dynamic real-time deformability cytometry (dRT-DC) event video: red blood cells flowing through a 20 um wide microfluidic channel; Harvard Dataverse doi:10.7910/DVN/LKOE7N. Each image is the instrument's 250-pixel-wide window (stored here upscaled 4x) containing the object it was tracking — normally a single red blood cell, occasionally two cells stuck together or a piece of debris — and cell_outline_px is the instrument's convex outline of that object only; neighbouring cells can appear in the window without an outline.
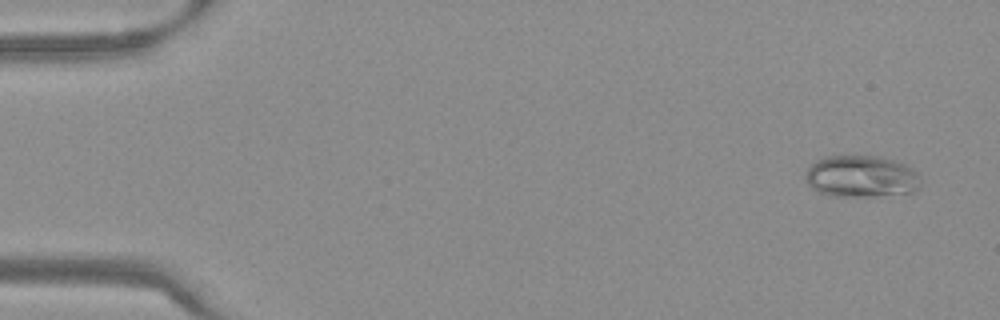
{"species": "Egyptian fruit bat (a non-hibernating species)", "species_latin": "Rousettus aegyptiacus", "temperature_condition": "warm", "stored_images_in_passage": 54, "camera_frame_rate_fps": 3000, "um_per_image_px": 0.085, "frame": {"image": 1, "passage_image": 3, "time_ms": 0.667, "image_size_px": [1000, 320], "cell_outline_px": [[920, 188], [912, 192], [872, 196], [832, 196], [816, 192], [808, 184], [808, 168], [816, 160], [828, 156], [880, 156], [908, 164], [920, 172]], "centroid_in_image_um": [73.28, 14.99], "position_along_channel_um": 11.7, "area_um2": 28.26}}
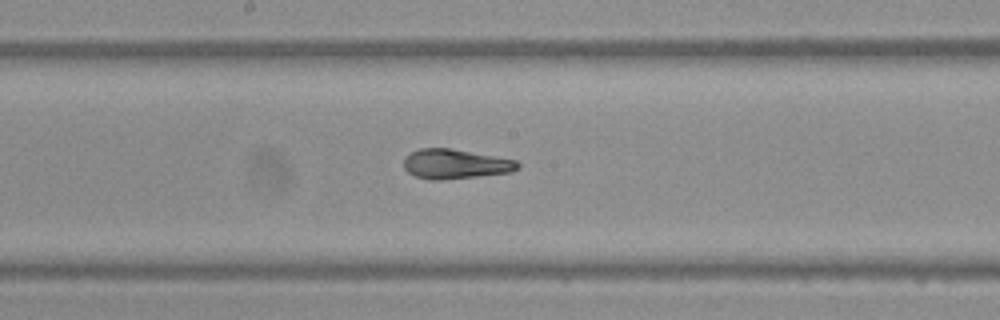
{"frame": {"image": 2, "passage_image": 29, "time_ms": 9.333, "image_size_px": [1000, 320], "cell_outline_px": [[520, 168], [512, 172], [440, 180], [428, 180], [416, 176], [408, 172], [404, 168], [404, 160], [412, 152], [420, 148], [452, 148], [516, 160], [520, 164]], "centroid_in_image_um": [38.72, 13.94], "position_along_channel_um": 209.5, "area_um2": 19.59}}
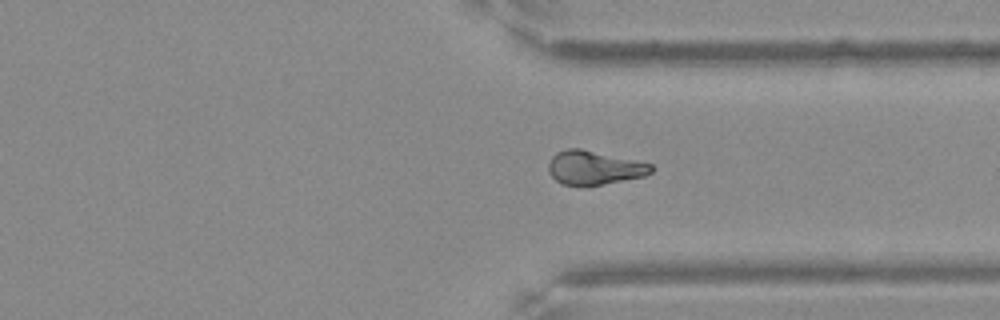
{"frame": {"image": 3, "passage_image": 41, "time_ms": 13.333, "image_size_px": [1000, 320], "cell_outline_px": [[656, 168], [652, 172], [644, 176], [600, 184], [560, 184], [548, 172], [548, 164], [552, 156], [556, 152], [568, 148], [580, 148], [636, 160], [652, 164]], "centroid_in_image_um": [50.51, 14.23], "position_along_channel_um": 360.9, "area_um2": 20.06}, "authors_computed_cell_mechanics": {"area_um2": 20.6924, "velocity_mm_per_s": 3.7804, "shape_relaxation_time_tau1_ms": null, "shape_relaxation_time_tau2_ms": 1.1584, "deformation_change_tau1": null, "deformation_change_tau2": 0.0546}}